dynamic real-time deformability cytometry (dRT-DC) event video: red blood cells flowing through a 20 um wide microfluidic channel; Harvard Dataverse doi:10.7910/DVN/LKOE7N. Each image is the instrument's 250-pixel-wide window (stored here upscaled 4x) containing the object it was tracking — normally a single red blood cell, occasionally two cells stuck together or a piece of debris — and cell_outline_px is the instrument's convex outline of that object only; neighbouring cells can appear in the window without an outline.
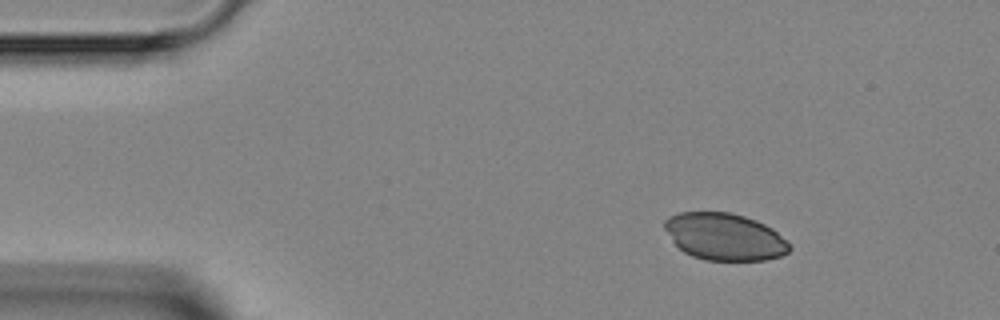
{"species": "Egyptian fruit bat (a non-hibernating species)", "species_latin": "Rousettus aegyptiacus", "temperature_condition": "room temperature", "stored_images_in_passage": 4, "camera_frame_rate_fps": 3000, "um_per_image_px": 0.085, "animal": {"sex": "female"}, "frame": {"image": 1, "passage_image": 1, "time_ms": 0.0, "image_size_px": [1000, 320], "cell_outline_px": [[792, 248], [788, 252], [780, 256], [764, 260], [704, 260], [692, 256], [684, 252], [672, 240], [664, 228], [664, 220], [668, 216], [680, 212], [732, 212], [756, 220], [772, 228]], "centroid_in_image_um": [61.56, 20.11], "position_along_channel_um": 23.4, "area_um2": 34.1}}